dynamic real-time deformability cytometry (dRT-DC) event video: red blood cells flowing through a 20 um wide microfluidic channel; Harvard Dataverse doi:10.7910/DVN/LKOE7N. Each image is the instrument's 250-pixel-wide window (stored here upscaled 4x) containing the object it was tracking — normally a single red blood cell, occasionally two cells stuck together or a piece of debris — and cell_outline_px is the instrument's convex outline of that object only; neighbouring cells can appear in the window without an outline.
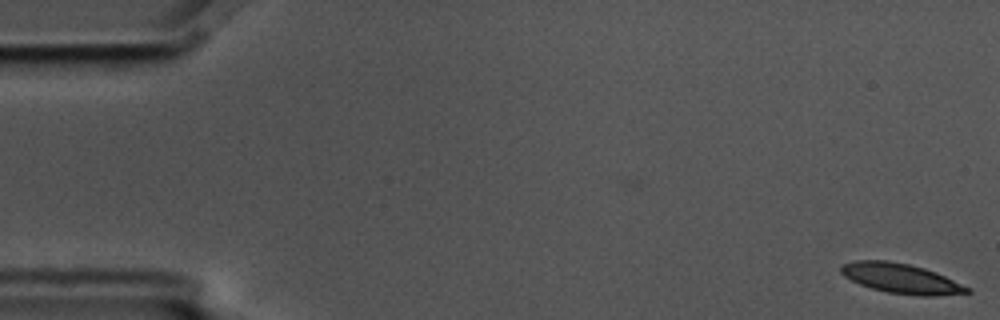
{"species": "common noctule bat (a hibernating species)", "species_latin": "Nyctalus noctula", "temperature_condition": "cold", "stored_images_in_passage": 6, "camera_frame_rate_fps": 3000, "um_per_image_px": 0.085, "animal": {"sex": "male", "body_mass_g": 17.5, "forearm_length_mm": 52.3}, "frame": {"image": 1, "passage_image": 1, "time_ms": 0.0, "image_size_px": [1000, 320], "cell_outline_px": [[972, 292], [936, 296], [924, 296], [888, 292], [872, 288], [860, 284], [844, 276], [840, 272], [840, 264], [856, 260], [888, 260], [908, 264], [924, 268], [936, 272], [972, 288]], "centroid_in_image_um": [76.6, 23.66], "position_along_channel_um": 8.4, "area_um2": 21.96}}
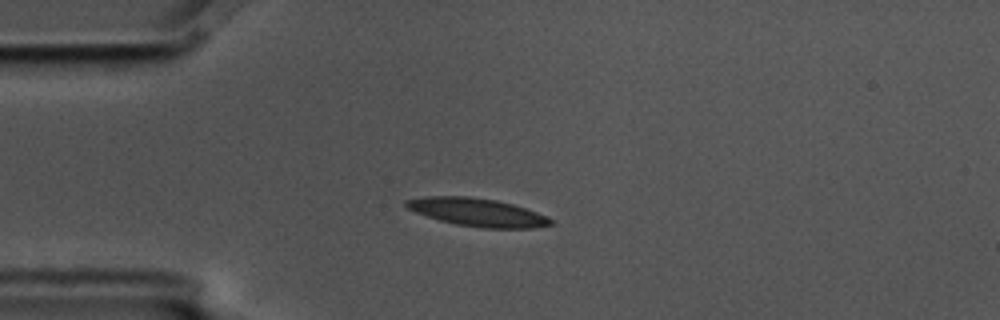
{"frame": {"image": 2, "passage_image": 5, "time_ms": 1.333, "image_size_px": [1000, 320], "cell_outline_px": [[552, 224], [532, 228], [484, 228], [456, 224], [440, 220], [416, 212], [408, 208], [404, 204], [404, 200], [424, 196], [468, 196], [496, 200], [512, 204], [548, 216], [552, 220]], "centroid_in_image_um": [40.56, 18.03], "position_along_channel_um": 44.4, "area_um2": 23.41}}